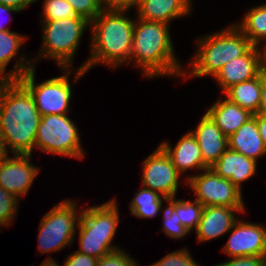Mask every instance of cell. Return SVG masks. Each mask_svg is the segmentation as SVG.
Here are the masks:
<instances>
[{
  "label": "cell",
  "mask_w": 266,
  "mask_h": 266,
  "mask_svg": "<svg viewBox=\"0 0 266 266\" xmlns=\"http://www.w3.org/2000/svg\"><path fill=\"white\" fill-rule=\"evenodd\" d=\"M41 119L34 98L19 81H0V136L13 154L31 155Z\"/></svg>",
  "instance_id": "1"
},
{
  "label": "cell",
  "mask_w": 266,
  "mask_h": 266,
  "mask_svg": "<svg viewBox=\"0 0 266 266\" xmlns=\"http://www.w3.org/2000/svg\"><path fill=\"white\" fill-rule=\"evenodd\" d=\"M133 19L125 11L105 10L90 22L91 55L75 73L77 82L92 66L106 64L113 69L129 63L132 50Z\"/></svg>",
  "instance_id": "2"
},
{
  "label": "cell",
  "mask_w": 266,
  "mask_h": 266,
  "mask_svg": "<svg viewBox=\"0 0 266 266\" xmlns=\"http://www.w3.org/2000/svg\"><path fill=\"white\" fill-rule=\"evenodd\" d=\"M169 28L162 22L135 20L129 63L137 65L146 77L186 75L175 56Z\"/></svg>",
  "instance_id": "3"
},
{
  "label": "cell",
  "mask_w": 266,
  "mask_h": 266,
  "mask_svg": "<svg viewBox=\"0 0 266 266\" xmlns=\"http://www.w3.org/2000/svg\"><path fill=\"white\" fill-rule=\"evenodd\" d=\"M197 50L185 77H214L229 61L243 56L253 45L235 24L197 40Z\"/></svg>",
  "instance_id": "4"
},
{
  "label": "cell",
  "mask_w": 266,
  "mask_h": 266,
  "mask_svg": "<svg viewBox=\"0 0 266 266\" xmlns=\"http://www.w3.org/2000/svg\"><path fill=\"white\" fill-rule=\"evenodd\" d=\"M118 204L115 198L100 206H91L78 213L81 215L79 228V250L82 254L97 259L119 250L112 240L119 223Z\"/></svg>",
  "instance_id": "5"
},
{
  "label": "cell",
  "mask_w": 266,
  "mask_h": 266,
  "mask_svg": "<svg viewBox=\"0 0 266 266\" xmlns=\"http://www.w3.org/2000/svg\"><path fill=\"white\" fill-rule=\"evenodd\" d=\"M41 22L43 45L38 57L56 61L61 69L71 68L81 37L90 22L87 19L69 18Z\"/></svg>",
  "instance_id": "6"
},
{
  "label": "cell",
  "mask_w": 266,
  "mask_h": 266,
  "mask_svg": "<svg viewBox=\"0 0 266 266\" xmlns=\"http://www.w3.org/2000/svg\"><path fill=\"white\" fill-rule=\"evenodd\" d=\"M77 209L75 201L66 199L43 216L37 237L40 254L61 251L71 245L81 217L77 216Z\"/></svg>",
  "instance_id": "7"
},
{
  "label": "cell",
  "mask_w": 266,
  "mask_h": 266,
  "mask_svg": "<svg viewBox=\"0 0 266 266\" xmlns=\"http://www.w3.org/2000/svg\"><path fill=\"white\" fill-rule=\"evenodd\" d=\"M34 146L46 153L84 158L78 129L67 114L41 116Z\"/></svg>",
  "instance_id": "8"
},
{
  "label": "cell",
  "mask_w": 266,
  "mask_h": 266,
  "mask_svg": "<svg viewBox=\"0 0 266 266\" xmlns=\"http://www.w3.org/2000/svg\"><path fill=\"white\" fill-rule=\"evenodd\" d=\"M72 69L73 67L62 68L63 75L39 84H35V68L28 70L19 78V81L32 94L40 116L69 113L72 90L68 77Z\"/></svg>",
  "instance_id": "9"
},
{
  "label": "cell",
  "mask_w": 266,
  "mask_h": 266,
  "mask_svg": "<svg viewBox=\"0 0 266 266\" xmlns=\"http://www.w3.org/2000/svg\"><path fill=\"white\" fill-rule=\"evenodd\" d=\"M196 200L205 206L244 207L242 190L229 179L218 176L211 168L198 175L186 177Z\"/></svg>",
  "instance_id": "10"
},
{
  "label": "cell",
  "mask_w": 266,
  "mask_h": 266,
  "mask_svg": "<svg viewBox=\"0 0 266 266\" xmlns=\"http://www.w3.org/2000/svg\"><path fill=\"white\" fill-rule=\"evenodd\" d=\"M142 186L158 192L166 198L176 197L181 173L170 157L158 146L143 162Z\"/></svg>",
  "instance_id": "11"
},
{
  "label": "cell",
  "mask_w": 266,
  "mask_h": 266,
  "mask_svg": "<svg viewBox=\"0 0 266 266\" xmlns=\"http://www.w3.org/2000/svg\"><path fill=\"white\" fill-rule=\"evenodd\" d=\"M230 231L232 233L222 250L227 255L230 257L266 255V228L263 225L238 219Z\"/></svg>",
  "instance_id": "12"
},
{
  "label": "cell",
  "mask_w": 266,
  "mask_h": 266,
  "mask_svg": "<svg viewBox=\"0 0 266 266\" xmlns=\"http://www.w3.org/2000/svg\"><path fill=\"white\" fill-rule=\"evenodd\" d=\"M30 155H9L0 162V186L9 191L17 199L25 196L34 179L39 174L40 168L31 164Z\"/></svg>",
  "instance_id": "13"
},
{
  "label": "cell",
  "mask_w": 266,
  "mask_h": 266,
  "mask_svg": "<svg viewBox=\"0 0 266 266\" xmlns=\"http://www.w3.org/2000/svg\"><path fill=\"white\" fill-rule=\"evenodd\" d=\"M245 207L205 206L195 230L197 241L206 242L230 232L238 218L235 212L244 213Z\"/></svg>",
  "instance_id": "14"
},
{
  "label": "cell",
  "mask_w": 266,
  "mask_h": 266,
  "mask_svg": "<svg viewBox=\"0 0 266 266\" xmlns=\"http://www.w3.org/2000/svg\"><path fill=\"white\" fill-rule=\"evenodd\" d=\"M191 133L199 144L204 164L208 168L212 167L228 149V137L207 113L201 117L197 128Z\"/></svg>",
  "instance_id": "15"
},
{
  "label": "cell",
  "mask_w": 266,
  "mask_h": 266,
  "mask_svg": "<svg viewBox=\"0 0 266 266\" xmlns=\"http://www.w3.org/2000/svg\"><path fill=\"white\" fill-rule=\"evenodd\" d=\"M260 74L258 53L252 46L243 56L226 63L213 78L224 94L232 85L254 79Z\"/></svg>",
  "instance_id": "16"
},
{
  "label": "cell",
  "mask_w": 266,
  "mask_h": 266,
  "mask_svg": "<svg viewBox=\"0 0 266 266\" xmlns=\"http://www.w3.org/2000/svg\"><path fill=\"white\" fill-rule=\"evenodd\" d=\"M159 146L181 174L195 168L198 171L208 169L204 164L199 144L191 131L185 133L173 148L169 142H163Z\"/></svg>",
  "instance_id": "17"
},
{
  "label": "cell",
  "mask_w": 266,
  "mask_h": 266,
  "mask_svg": "<svg viewBox=\"0 0 266 266\" xmlns=\"http://www.w3.org/2000/svg\"><path fill=\"white\" fill-rule=\"evenodd\" d=\"M26 37L12 31H0V81H16L25 74L28 70L33 69L36 65L34 62L27 60L25 55L19 56L13 70L6 73V67L10 60H12L18 53L22 43ZM26 59V60H25ZM27 61V62H26ZM4 74V76H3Z\"/></svg>",
  "instance_id": "18"
},
{
  "label": "cell",
  "mask_w": 266,
  "mask_h": 266,
  "mask_svg": "<svg viewBox=\"0 0 266 266\" xmlns=\"http://www.w3.org/2000/svg\"><path fill=\"white\" fill-rule=\"evenodd\" d=\"M256 164V160L228 148L210 168L241 190V183L255 176Z\"/></svg>",
  "instance_id": "19"
},
{
  "label": "cell",
  "mask_w": 266,
  "mask_h": 266,
  "mask_svg": "<svg viewBox=\"0 0 266 266\" xmlns=\"http://www.w3.org/2000/svg\"><path fill=\"white\" fill-rule=\"evenodd\" d=\"M191 7V0H140L137 19L170 24L171 20L188 15Z\"/></svg>",
  "instance_id": "20"
},
{
  "label": "cell",
  "mask_w": 266,
  "mask_h": 266,
  "mask_svg": "<svg viewBox=\"0 0 266 266\" xmlns=\"http://www.w3.org/2000/svg\"><path fill=\"white\" fill-rule=\"evenodd\" d=\"M206 113L227 137L236 132L254 115L228 98L216 100Z\"/></svg>",
  "instance_id": "21"
},
{
  "label": "cell",
  "mask_w": 266,
  "mask_h": 266,
  "mask_svg": "<svg viewBox=\"0 0 266 266\" xmlns=\"http://www.w3.org/2000/svg\"><path fill=\"white\" fill-rule=\"evenodd\" d=\"M228 148L256 161L266 155V148L258 131L256 114L228 137Z\"/></svg>",
  "instance_id": "22"
},
{
  "label": "cell",
  "mask_w": 266,
  "mask_h": 266,
  "mask_svg": "<svg viewBox=\"0 0 266 266\" xmlns=\"http://www.w3.org/2000/svg\"><path fill=\"white\" fill-rule=\"evenodd\" d=\"M261 88L262 73L254 79L232 85L224 93L231 102L249 110L252 114H258Z\"/></svg>",
  "instance_id": "23"
},
{
  "label": "cell",
  "mask_w": 266,
  "mask_h": 266,
  "mask_svg": "<svg viewBox=\"0 0 266 266\" xmlns=\"http://www.w3.org/2000/svg\"><path fill=\"white\" fill-rule=\"evenodd\" d=\"M243 20L236 27L250 40L255 47L261 46L262 40L266 41V4L250 9Z\"/></svg>",
  "instance_id": "24"
},
{
  "label": "cell",
  "mask_w": 266,
  "mask_h": 266,
  "mask_svg": "<svg viewBox=\"0 0 266 266\" xmlns=\"http://www.w3.org/2000/svg\"><path fill=\"white\" fill-rule=\"evenodd\" d=\"M156 191L143 186L142 189L139 188L136 192L135 197L131 200L129 206L133 215L138 218H152L156 217L158 213L163 208V200L167 198L162 196Z\"/></svg>",
  "instance_id": "25"
},
{
  "label": "cell",
  "mask_w": 266,
  "mask_h": 266,
  "mask_svg": "<svg viewBox=\"0 0 266 266\" xmlns=\"http://www.w3.org/2000/svg\"><path fill=\"white\" fill-rule=\"evenodd\" d=\"M203 208L204 206L196 199L191 202L190 200H176L175 198L177 215L189 233L193 228L196 230L201 219Z\"/></svg>",
  "instance_id": "26"
},
{
  "label": "cell",
  "mask_w": 266,
  "mask_h": 266,
  "mask_svg": "<svg viewBox=\"0 0 266 266\" xmlns=\"http://www.w3.org/2000/svg\"><path fill=\"white\" fill-rule=\"evenodd\" d=\"M168 203L166 208L163 210V231L164 233L176 239H182L184 236L189 234V231L182 225L179 216L177 215V210L175 209V198H167Z\"/></svg>",
  "instance_id": "27"
},
{
  "label": "cell",
  "mask_w": 266,
  "mask_h": 266,
  "mask_svg": "<svg viewBox=\"0 0 266 266\" xmlns=\"http://www.w3.org/2000/svg\"><path fill=\"white\" fill-rule=\"evenodd\" d=\"M43 21H55L59 19H86L74 11L66 0H45L42 12Z\"/></svg>",
  "instance_id": "28"
},
{
  "label": "cell",
  "mask_w": 266,
  "mask_h": 266,
  "mask_svg": "<svg viewBox=\"0 0 266 266\" xmlns=\"http://www.w3.org/2000/svg\"><path fill=\"white\" fill-rule=\"evenodd\" d=\"M20 200L0 186V224L9 226L13 222Z\"/></svg>",
  "instance_id": "29"
},
{
  "label": "cell",
  "mask_w": 266,
  "mask_h": 266,
  "mask_svg": "<svg viewBox=\"0 0 266 266\" xmlns=\"http://www.w3.org/2000/svg\"><path fill=\"white\" fill-rule=\"evenodd\" d=\"M150 266H201L193 260L190 252L184 248L174 252H170L158 262L152 263Z\"/></svg>",
  "instance_id": "30"
},
{
  "label": "cell",
  "mask_w": 266,
  "mask_h": 266,
  "mask_svg": "<svg viewBox=\"0 0 266 266\" xmlns=\"http://www.w3.org/2000/svg\"><path fill=\"white\" fill-rule=\"evenodd\" d=\"M82 17L93 21L103 10L101 0H66Z\"/></svg>",
  "instance_id": "31"
},
{
  "label": "cell",
  "mask_w": 266,
  "mask_h": 266,
  "mask_svg": "<svg viewBox=\"0 0 266 266\" xmlns=\"http://www.w3.org/2000/svg\"><path fill=\"white\" fill-rule=\"evenodd\" d=\"M96 266H138V264L134 258L119 249L99 258Z\"/></svg>",
  "instance_id": "32"
},
{
  "label": "cell",
  "mask_w": 266,
  "mask_h": 266,
  "mask_svg": "<svg viewBox=\"0 0 266 266\" xmlns=\"http://www.w3.org/2000/svg\"><path fill=\"white\" fill-rule=\"evenodd\" d=\"M213 266H264V257L243 256L231 257L230 260Z\"/></svg>",
  "instance_id": "33"
},
{
  "label": "cell",
  "mask_w": 266,
  "mask_h": 266,
  "mask_svg": "<svg viewBox=\"0 0 266 266\" xmlns=\"http://www.w3.org/2000/svg\"><path fill=\"white\" fill-rule=\"evenodd\" d=\"M98 259L78 251L68 254L63 266H96Z\"/></svg>",
  "instance_id": "34"
},
{
  "label": "cell",
  "mask_w": 266,
  "mask_h": 266,
  "mask_svg": "<svg viewBox=\"0 0 266 266\" xmlns=\"http://www.w3.org/2000/svg\"><path fill=\"white\" fill-rule=\"evenodd\" d=\"M105 10L128 11L129 8L138 7L140 0H101Z\"/></svg>",
  "instance_id": "35"
},
{
  "label": "cell",
  "mask_w": 266,
  "mask_h": 266,
  "mask_svg": "<svg viewBox=\"0 0 266 266\" xmlns=\"http://www.w3.org/2000/svg\"><path fill=\"white\" fill-rule=\"evenodd\" d=\"M37 0H0V4L7 5L17 9L18 11H23L30 4L35 3Z\"/></svg>",
  "instance_id": "36"
},
{
  "label": "cell",
  "mask_w": 266,
  "mask_h": 266,
  "mask_svg": "<svg viewBox=\"0 0 266 266\" xmlns=\"http://www.w3.org/2000/svg\"><path fill=\"white\" fill-rule=\"evenodd\" d=\"M256 121H257L260 137L266 148V115L260 114V113L256 114Z\"/></svg>",
  "instance_id": "37"
},
{
  "label": "cell",
  "mask_w": 266,
  "mask_h": 266,
  "mask_svg": "<svg viewBox=\"0 0 266 266\" xmlns=\"http://www.w3.org/2000/svg\"><path fill=\"white\" fill-rule=\"evenodd\" d=\"M261 103H260V114L266 115V76L262 74V88L260 93Z\"/></svg>",
  "instance_id": "38"
},
{
  "label": "cell",
  "mask_w": 266,
  "mask_h": 266,
  "mask_svg": "<svg viewBox=\"0 0 266 266\" xmlns=\"http://www.w3.org/2000/svg\"><path fill=\"white\" fill-rule=\"evenodd\" d=\"M263 52L260 51V47H256L257 53H258V57H259V68H260V72L263 75H266V42L265 45L263 46Z\"/></svg>",
  "instance_id": "39"
},
{
  "label": "cell",
  "mask_w": 266,
  "mask_h": 266,
  "mask_svg": "<svg viewBox=\"0 0 266 266\" xmlns=\"http://www.w3.org/2000/svg\"><path fill=\"white\" fill-rule=\"evenodd\" d=\"M16 12H20L18 11L17 9L13 8V7H10V6H7V5H3V4H0V14L2 15V13H6V14H12V13H16ZM4 25V24H3ZM2 24H0V31H10V29L8 28H5V26H3Z\"/></svg>",
  "instance_id": "40"
},
{
  "label": "cell",
  "mask_w": 266,
  "mask_h": 266,
  "mask_svg": "<svg viewBox=\"0 0 266 266\" xmlns=\"http://www.w3.org/2000/svg\"><path fill=\"white\" fill-rule=\"evenodd\" d=\"M8 152L5 148L4 142L0 136V162L8 156Z\"/></svg>",
  "instance_id": "41"
},
{
  "label": "cell",
  "mask_w": 266,
  "mask_h": 266,
  "mask_svg": "<svg viewBox=\"0 0 266 266\" xmlns=\"http://www.w3.org/2000/svg\"><path fill=\"white\" fill-rule=\"evenodd\" d=\"M39 266H60L52 257L46 258ZM62 266V265H61Z\"/></svg>",
  "instance_id": "42"
},
{
  "label": "cell",
  "mask_w": 266,
  "mask_h": 266,
  "mask_svg": "<svg viewBox=\"0 0 266 266\" xmlns=\"http://www.w3.org/2000/svg\"><path fill=\"white\" fill-rule=\"evenodd\" d=\"M264 266H266V255L264 256Z\"/></svg>",
  "instance_id": "43"
}]
</instances>
